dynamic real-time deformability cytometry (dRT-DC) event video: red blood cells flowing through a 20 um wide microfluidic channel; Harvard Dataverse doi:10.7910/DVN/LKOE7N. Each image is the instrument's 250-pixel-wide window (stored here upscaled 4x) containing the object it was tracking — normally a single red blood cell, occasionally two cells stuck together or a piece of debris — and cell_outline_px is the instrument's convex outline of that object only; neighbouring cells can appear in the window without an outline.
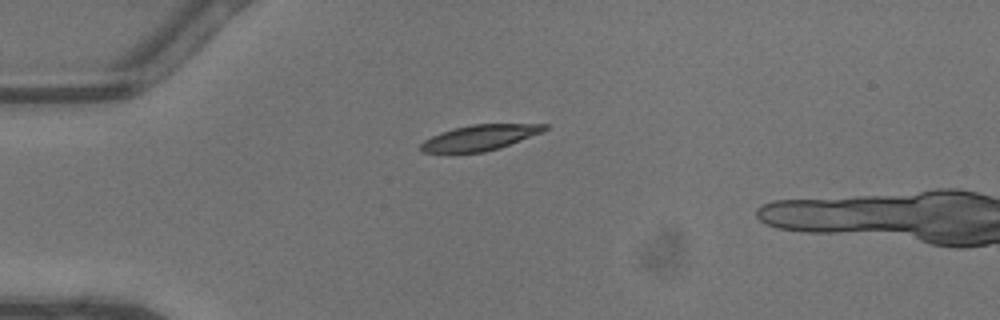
{"species": "common noctule bat (a hibernating species)", "species_latin": "Nyctalus noctula", "temperature_condition": "warm", "stored_images_in_passage": 3, "camera_frame_rate_fps": 3000, "um_per_image_px": 0.085, "animal": {"sex": "male", "body_mass_g": 13.3}, "frame": {"image": 1, "passage_image": 1, "time_ms": 0.0, "image_size_px": [1000, 320], "cell_outline_px": [[548, 128], [544, 132], [500, 148], [484, 152], [420, 152], [420, 144], [424, 140], [440, 132], [452, 128], [472, 124], [548, 124]], "centroid_in_image_um": [40.81, 11.69], "position_along_channel_um": 44.2, "area_um2": 18.5}}